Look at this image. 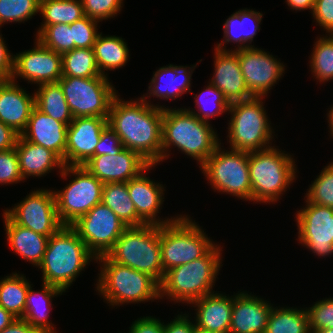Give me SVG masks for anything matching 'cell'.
Segmentation results:
<instances>
[{
	"mask_svg": "<svg viewBox=\"0 0 333 333\" xmlns=\"http://www.w3.org/2000/svg\"><path fill=\"white\" fill-rule=\"evenodd\" d=\"M118 94L112 101L108 125L124 148L135 151L150 165L162 162V118L164 105L142 98L124 101Z\"/></svg>",
	"mask_w": 333,
	"mask_h": 333,
	"instance_id": "obj_1",
	"label": "cell"
},
{
	"mask_svg": "<svg viewBox=\"0 0 333 333\" xmlns=\"http://www.w3.org/2000/svg\"><path fill=\"white\" fill-rule=\"evenodd\" d=\"M219 140L210 123L200 120L185 108H164L162 162L169 158V149L174 146L181 153L195 159L200 168L221 144Z\"/></svg>",
	"mask_w": 333,
	"mask_h": 333,
	"instance_id": "obj_2",
	"label": "cell"
},
{
	"mask_svg": "<svg viewBox=\"0 0 333 333\" xmlns=\"http://www.w3.org/2000/svg\"><path fill=\"white\" fill-rule=\"evenodd\" d=\"M96 259L77 232L70 225H63L49 237L43 261L38 267L43 273L42 283L59 287L65 293L86 265Z\"/></svg>",
	"mask_w": 333,
	"mask_h": 333,
	"instance_id": "obj_3",
	"label": "cell"
},
{
	"mask_svg": "<svg viewBox=\"0 0 333 333\" xmlns=\"http://www.w3.org/2000/svg\"><path fill=\"white\" fill-rule=\"evenodd\" d=\"M222 251L216 243L203 257L168 270L160 283V299L165 296L175 303L190 304L214 293Z\"/></svg>",
	"mask_w": 333,
	"mask_h": 333,
	"instance_id": "obj_4",
	"label": "cell"
},
{
	"mask_svg": "<svg viewBox=\"0 0 333 333\" xmlns=\"http://www.w3.org/2000/svg\"><path fill=\"white\" fill-rule=\"evenodd\" d=\"M97 262L100 273L95 289L107 304L114 307L160 299V283L149 274L120 265L107 255L97 257Z\"/></svg>",
	"mask_w": 333,
	"mask_h": 333,
	"instance_id": "obj_5",
	"label": "cell"
},
{
	"mask_svg": "<svg viewBox=\"0 0 333 333\" xmlns=\"http://www.w3.org/2000/svg\"><path fill=\"white\" fill-rule=\"evenodd\" d=\"M284 152L275 145L265 150L249 152L253 203L277 202L296 180L295 159Z\"/></svg>",
	"mask_w": 333,
	"mask_h": 333,
	"instance_id": "obj_6",
	"label": "cell"
},
{
	"mask_svg": "<svg viewBox=\"0 0 333 333\" xmlns=\"http://www.w3.org/2000/svg\"><path fill=\"white\" fill-rule=\"evenodd\" d=\"M114 262L145 272L159 283L165 276L160 246V225L127 227L107 253Z\"/></svg>",
	"mask_w": 333,
	"mask_h": 333,
	"instance_id": "obj_7",
	"label": "cell"
},
{
	"mask_svg": "<svg viewBox=\"0 0 333 333\" xmlns=\"http://www.w3.org/2000/svg\"><path fill=\"white\" fill-rule=\"evenodd\" d=\"M264 97H253L244 101L230 103L228 113L231 118L228 125L230 150L261 151L272 146L271 127L263 102Z\"/></svg>",
	"mask_w": 333,
	"mask_h": 333,
	"instance_id": "obj_8",
	"label": "cell"
},
{
	"mask_svg": "<svg viewBox=\"0 0 333 333\" xmlns=\"http://www.w3.org/2000/svg\"><path fill=\"white\" fill-rule=\"evenodd\" d=\"M215 242L188 215H178L160 225V246L164 274L179 265L203 257Z\"/></svg>",
	"mask_w": 333,
	"mask_h": 333,
	"instance_id": "obj_9",
	"label": "cell"
},
{
	"mask_svg": "<svg viewBox=\"0 0 333 333\" xmlns=\"http://www.w3.org/2000/svg\"><path fill=\"white\" fill-rule=\"evenodd\" d=\"M219 145L200 167L213 190L252 202L249 152L222 150Z\"/></svg>",
	"mask_w": 333,
	"mask_h": 333,
	"instance_id": "obj_10",
	"label": "cell"
},
{
	"mask_svg": "<svg viewBox=\"0 0 333 333\" xmlns=\"http://www.w3.org/2000/svg\"><path fill=\"white\" fill-rule=\"evenodd\" d=\"M72 174L63 189L55 191L57 214L63 225L73 224L79 217L102 202L103 183L83 166H66L60 172L62 178Z\"/></svg>",
	"mask_w": 333,
	"mask_h": 333,
	"instance_id": "obj_11",
	"label": "cell"
},
{
	"mask_svg": "<svg viewBox=\"0 0 333 333\" xmlns=\"http://www.w3.org/2000/svg\"><path fill=\"white\" fill-rule=\"evenodd\" d=\"M58 83L73 118L99 117L108 119L112 101L118 95V91L108 77L62 76Z\"/></svg>",
	"mask_w": 333,
	"mask_h": 333,
	"instance_id": "obj_12",
	"label": "cell"
},
{
	"mask_svg": "<svg viewBox=\"0 0 333 333\" xmlns=\"http://www.w3.org/2000/svg\"><path fill=\"white\" fill-rule=\"evenodd\" d=\"M86 247L96 256L107 255L127 228L102 202L70 225Z\"/></svg>",
	"mask_w": 333,
	"mask_h": 333,
	"instance_id": "obj_13",
	"label": "cell"
},
{
	"mask_svg": "<svg viewBox=\"0 0 333 333\" xmlns=\"http://www.w3.org/2000/svg\"><path fill=\"white\" fill-rule=\"evenodd\" d=\"M3 211L15 224L44 236L51 237L63 226L58 218L54 192L50 189H36L13 208Z\"/></svg>",
	"mask_w": 333,
	"mask_h": 333,
	"instance_id": "obj_14",
	"label": "cell"
},
{
	"mask_svg": "<svg viewBox=\"0 0 333 333\" xmlns=\"http://www.w3.org/2000/svg\"><path fill=\"white\" fill-rule=\"evenodd\" d=\"M306 206L297 211L299 244L319 257L333 254V208L305 200Z\"/></svg>",
	"mask_w": 333,
	"mask_h": 333,
	"instance_id": "obj_15",
	"label": "cell"
},
{
	"mask_svg": "<svg viewBox=\"0 0 333 333\" xmlns=\"http://www.w3.org/2000/svg\"><path fill=\"white\" fill-rule=\"evenodd\" d=\"M238 59L246 87L253 97L268 95L285 72L280 59L257 47L239 49Z\"/></svg>",
	"mask_w": 333,
	"mask_h": 333,
	"instance_id": "obj_16",
	"label": "cell"
},
{
	"mask_svg": "<svg viewBox=\"0 0 333 333\" xmlns=\"http://www.w3.org/2000/svg\"><path fill=\"white\" fill-rule=\"evenodd\" d=\"M35 41L32 49L14 54L11 79L22 78L37 86L58 82L62 77V54L45 47L37 38Z\"/></svg>",
	"mask_w": 333,
	"mask_h": 333,
	"instance_id": "obj_17",
	"label": "cell"
},
{
	"mask_svg": "<svg viewBox=\"0 0 333 333\" xmlns=\"http://www.w3.org/2000/svg\"><path fill=\"white\" fill-rule=\"evenodd\" d=\"M107 118L77 117L68 125L64 165L83 166L95 156V149Z\"/></svg>",
	"mask_w": 333,
	"mask_h": 333,
	"instance_id": "obj_18",
	"label": "cell"
},
{
	"mask_svg": "<svg viewBox=\"0 0 333 333\" xmlns=\"http://www.w3.org/2000/svg\"><path fill=\"white\" fill-rule=\"evenodd\" d=\"M150 164L135 151L123 148L117 155L91 157L84 165L103 184L128 182Z\"/></svg>",
	"mask_w": 333,
	"mask_h": 333,
	"instance_id": "obj_19",
	"label": "cell"
},
{
	"mask_svg": "<svg viewBox=\"0 0 333 333\" xmlns=\"http://www.w3.org/2000/svg\"><path fill=\"white\" fill-rule=\"evenodd\" d=\"M152 167L155 165H149L137 177L130 179L127 182V190L135 205L137 215L146 224L164 225L172 222L177 216L166 219L159 218L157 213L162 208L165 189L162 184L155 183L154 180L146 176L147 171L152 170Z\"/></svg>",
	"mask_w": 333,
	"mask_h": 333,
	"instance_id": "obj_20",
	"label": "cell"
},
{
	"mask_svg": "<svg viewBox=\"0 0 333 333\" xmlns=\"http://www.w3.org/2000/svg\"><path fill=\"white\" fill-rule=\"evenodd\" d=\"M273 305L251 293L238 291L233 298L228 333H265Z\"/></svg>",
	"mask_w": 333,
	"mask_h": 333,
	"instance_id": "obj_21",
	"label": "cell"
},
{
	"mask_svg": "<svg viewBox=\"0 0 333 333\" xmlns=\"http://www.w3.org/2000/svg\"><path fill=\"white\" fill-rule=\"evenodd\" d=\"M214 72L210 83L221 91L229 103L253 98L240 69L238 50L222 51L215 48Z\"/></svg>",
	"mask_w": 333,
	"mask_h": 333,
	"instance_id": "obj_22",
	"label": "cell"
},
{
	"mask_svg": "<svg viewBox=\"0 0 333 333\" xmlns=\"http://www.w3.org/2000/svg\"><path fill=\"white\" fill-rule=\"evenodd\" d=\"M24 89L17 80L0 79V121L19 135L25 130L35 107L34 93Z\"/></svg>",
	"mask_w": 333,
	"mask_h": 333,
	"instance_id": "obj_23",
	"label": "cell"
},
{
	"mask_svg": "<svg viewBox=\"0 0 333 333\" xmlns=\"http://www.w3.org/2000/svg\"><path fill=\"white\" fill-rule=\"evenodd\" d=\"M67 129L68 126L65 123L51 118L34 107L27 126L20 136L29 142L51 150L64 164Z\"/></svg>",
	"mask_w": 333,
	"mask_h": 333,
	"instance_id": "obj_24",
	"label": "cell"
},
{
	"mask_svg": "<svg viewBox=\"0 0 333 333\" xmlns=\"http://www.w3.org/2000/svg\"><path fill=\"white\" fill-rule=\"evenodd\" d=\"M234 296V294L232 297L214 292L191 302L190 304L196 308V317L194 318L196 328L228 333Z\"/></svg>",
	"mask_w": 333,
	"mask_h": 333,
	"instance_id": "obj_25",
	"label": "cell"
},
{
	"mask_svg": "<svg viewBox=\"0 0 333 333\" xmlns=\"http://www.w3.org/2000/svg\"><path fill=\"white\" fill-rule=\"evenodd\" d=\"M198 63L189 66L168 64L153 72L147 94L141 96L146 101L150 97L163 100L177 99L184 93L191 92V77Z\"/></svg>",
	"mask_w": 333,
	"mask_h": 333,
	"instance_id": "obj_26",
	"label": "cell"
},
{
	"mask_svg": "<svg viewBox=\"0 0 333 333\" xmlns=\"http://www.w3.org/2000/svg\"><path fill=\"white\" fill-rule=\"evenodd\" d=\"M2 216L8 246L23 260L39 267L43 261L49 237L15 224L4 212Z\"/></svg>",
	"mask_w": 333,
	"mask_h": 333,
	"instance_id": "obj_27",
	"label": "cell"
},
{
	"mask_svg": "<svg viewBox=\"0 0 333 333\" xmlns=\"http://www.w3.org/2000/svg\"><path fill=\"white\" fill-rule=\"evenodd\" d=\"M262 17L263 14L261 12L247 8L239 9L231 14L223 24L224 39L217 43L215 48L222 51H230V49L226 48V44L231 42L238 44L235 47V51L255 47L251 44L257 31H260Z\"/></svg>",
	"mask_w": 333,
	"mask_h": 333,
	"instance_id": "obj_28",
	"label": "cell"
},
{
	"mask_svg": "<svg viewBox=\"0 0 333 333\" xmlns=\"http://www.w3.org/2000/svg\"><path fill=\"white\" fill-rule=\"evenodd\" d=\"M15 150L18 156L20 172L25 180L29 176L43 177L51 173L52 169L64 167L62 160L51 150L41 145L34 144L23 139L20 135L17 139Z\"/></svg>",
	"mask_w": 333,
	"mask_h": 333,
	"instance_id": "obj_29",
	"label": "cell"
},
{
	"mask_svg": "<svg viewBox=\"0 0 333 333\" xmlns=\"http://www.w3.org/2000/svg\"><path fill=\"white\" fill-rule=\"evenodd\" d=\"M41 291H35L29 286L23 318L40 333H58L54 324L49 321V311L52 307V299L64 292L59 287L42 283ZM48 309V310H47Z\"/></svg>",
	"mask_w": 333,
	"mask_h": 333,
	"instance_id": "obj_30",
	"label": "cell"
},
{
	"mask_svg": "<svg viewBox=\"0 0 333 333\" xmlns=\"http://www.w3.org/2000/svg\"><path fill=\"white\" fill-rule=\"evenodd\" d=\"M95 60L101 75L108 77L105 70L114 71L122 68L129 60V49L127 42L118 36H102L98 34L93 45Z\"/></svg>",
	"mask_w": 333,
	"mask_h": 333,
	"instance_id": "obj_31",
	"label": "cell"
},
{
	"mask_svg": "<svg viewBox=\"0 0 333 333\" xmlns=\"http://www.w3.org/2000/svg\"><path fill=\"white\" fill-rule=\"evenodd\" d=\"M102 203L108 206L127 227L146 224L137 215L135 205L129 197L127 182L104 184Z\"/></svg>",
	"mask_w": 333,
	"mask_h": 333,
	"instance_id": "obj_32",
	"label": "cell"
},
{
	"mask_svg": "<svg viewBox=\"0 0 333 333\" xmlns=\"http://www.w3.org/2000/svg\"><path fill=\"white\" fill-rule=\"evenodd\" d=\"M34 96L37 109L67 126L72 122L73 116L58 82L39 85Z\"/></svg>",
	"mask_w": 333,
	"mask_h": 333,
	"instance_id": "obj_33",
	"label": "cell"
},
{
	"mask_svg": "<svg viewBox=\"0 0 333 333\" xmlns=\"http://www.w3.org/2000/svg\"><path fill=\"white\" fill-rule=\"evenodd\" d=\"M23 274L12 273L0 280V305L16 318H23L31 282Z\"/></svg>",
	"mask_w": 333,
	"mask_h": 333,
	"instance_id": "obj_34",
	"label": "cell"
},
{
	"mask_svg": "<svg viewBox=\"0 0 333 333\" xmlns=\"http://www.w3.org/2000/svg\"><path fill=\"white\" fill-rule=\"evenodd\" d=\"M265 333H310L306 308L273 306Z\"/></svg>",
	"mask_w": 333,
	"mask_h": 333,
	"instance_id": "obj_35",
	"label": "cell"
},
{
	"mask_svg": "<svg viewBox=\"0 0 333 333\" xmlns=\"http://www.w3.org/2000/svg\"><path fill=\"white\" fill-rule=\"evenodd\" d=\"M42 25L72 24L85 16L82 0H40Z\"/></svg>",
	"mask_w": 333,
	"mask_h": 333,
	"instance_id": "obj_36",
	"label": "cell"
},
{
	"mask_svg": "<svg viewBox=\"0 0 333 333\" xmlns=\"http://www.w3.org/2000/svg\"><path fill=\"white\" fill-rule=\"evenodd\" d=\"M62 76L89 78L101 75L93 48H75L62 54Z\"/></svg>",
	"mask_w": 333,
	"mask_h": 333,
	"instance_id": "obj_37",
	"label": "cell"
},
{
	"mask_svg": "<svg viewBox=\"0 0 333 333\" xmlns=\"http://www.w3.org/2000/svg\"><path fill=\"white\" fill-rule=\"evenodd\" d=\"M314 42L310 65L313 77L322 83L333 79V35L325 34Z\"/></svg>",
	"mask_w": 333,
	"mask_h": 333,
	"instance_id": "obj_38",
	"label": "cell"
},
{
	"mask_svg": "<svg viewBox=\"0 0 333 333\" xmlns=\"http://www.w3.org/2000/svg\"><path fill=\"white\" fill-rule=\"evenodd\" d=\"M194 99V105H197L196 108L198 110H191V108L185 109L207 123H209V118H215V116L222 115L229 110L230 103L228 100L224 97L223 93L210 82L205 86L202 92L194 95ZM210 106H212V109H210Z\"/></svg>",
	"mask_w": 333,
	"mask_h": 333,
	"instance_id": "obj_39",
	"label": "cell"
},
{
	"mask_svg": "<svg viewBox=\"0 0 333 333\" xmlns=\"http://www.w3.org/2000/svg\"><path fill=\"white\" fill-rule=\"evenodd\" d=\"M35 36L45 47L59 54L75 49L70 24L41 25Z\"/></svg>",
	"mask_w": 333,
	"mask_h": 333,
	"instance_id": "obj_40",
	"label": "cell"
},
{
	"mask_svg": "<svg viewBox=\"0 0 333 333\" xmlns=\"http://www.w3.org/2000/svg\"><path fill=\"white\" fill-rule=\"evenodd\" d=\"M40 0H0V28L5 23H24L38 14Z\"/></svg>",
	"mask_w": 333,
	"mask_h": 333,
	"instance_id": "obj_41",
	"label": "cell"
},
{
	"mask_svg": "<svg viewBox=\"0 0 333 333\" xmlns=\"http://www.w3.org/2000/svg\"><path fill=\"white\" fill-rule=\"evenodd\" d=\"M308 202L333 208V162H329L307 189Z\"/></svg>",
	"mask_w": 333,
	"mask_h": 333,
	"instance_id": "obj_42",
	"label": "cell"
},
{
	"mask_svg": "<svg viewBox=\"0 0 333 333\" xmlns=\"http://www.w3.org/2000/svg\"><path fill=\"white\" fill-rule=\"evenodd\" d=\"M99 22L85 15L70 24L75 48H93L99 34L97 28Z\"/></svg>",
	"mask_w": 333,
	"mask_h": 333,
	"instance_id": "obj_43",
	"label": "cell"
},
{
	"mask_svg": "<svg viewBox=\"0 0 333 333\" xmlns=\"http://www.w3.org/2000/svg\"><path fill=\"white\" fill-rule=\"evenodd\" d=\"M310 332L333 328V297L316 301L312 307H306Z\"/></svg>",
	"mask_w": 333,
	"mask_h": 333,
	"instance_id": "obj_44",
	"label": "cell"
},
{
	"mask_svg": "<svg viewBox=\"0 0 333 333\" xmlns=\"http://www.w3.org/2000/svg\"><path fill=\"white\" fill-rule=\"evenodd\" d=\"M84 14L98 21L114 18L123 5V0H82Z\"/></svg>",
	"mask_w": 333,
	"mask_h": 333,
	"instance_id": "obj_45",
	"label": "cell"
},
{
	"mask_svg": "<svg viewBox=\"0 0 333 333\" xmlns=\"http://www.w3.org/2000/svg\"><path fill=\"white\" fill-rule=\"evenodd\" d=\"M24 181L15 148L0 151V184H17Z\"/></svg>",
	"mask_w": 333,
	"mask_h": 333,
	"instance_id": "obj_46",
	"label": "cell"
},
{
	"mask_svg": "<svg viewBox=\"0 0 333 333\" xmlns=\"http://www.w3.org/2000/svg\"><path fill=\"white\" fill-rule=\"evenodd\" d=\"M124 148L115 131L107 125L101 133L100 140L95 149V156L117 155Z\"/></svg>",
	"mask_w": 333,
	"mask_h": 333,
	"instance_id": "obj_47",
	"label": "cell"
},
{
	"mask_svg": "<svg viewBox=\"0 0 333 333\" xmlns=\"http://www.w3.org/2000/svg\"><path fill=\"white\" fill-rule=\"evenodd\" d=\"M312 15L320 28L333 35V0H315Z\"/></svg>",
	"mask_w": 333,
	"mask_h": 333,
	"instance_id": "obj_48",
	"label": "cell"
},
{
	"mask_svg": "<svg viewBox=\"0 0 333 333\" xmlns=\"http://www.w3.org/2000/svg\"><path fill=\"white\" fill-rule=\"evenodd\" d=\"M128 333H164V322L152 316H144L135 320Z\"/></svg>",
	"mask_w": 333,
	"mask_h": 333,
	"instance_id": "obj_49",
	"label": "cell"
},
{
	"mask_svg": "<svg viewBox=\"0 0 333 333\" xmlns=\"http://www.w3.org/2000/svg\"><path fill=\"white\" fill-rule=\"evenodd\" d=\"M174 318L170 323L164 324V333H195L196 326L190 320L189 313H181Z\"/></svg>",
	"mask_w": 333,
	"mask_h": 333,
	"instance_id": "obj_50",
	"label": "cell"
},
{
	"mask_svg": "<svg viewBox=\"0 0 333 333\" xmlns=\"http://www.w3.org/2000/svg\"><path fill=\"white\" fill-rule=\"evenodd\" d=\"M0 33V79H11L14 71V55L8 50Z\"/></svg>",
	"mask_w": 333,
	"mask_h": 333,
	"instance_id": "obj_51",
	"label": "cell"
},
{
	"mask_svg": "<svg viewBox=\"0 0 333 333\" xmlns=\"http://www.w3.org/2000/svg\"><path fill=\"white\" fill-rule=\"evenodd\" d=\"M19 134L0 121V151L15 148Z\"/></svg>",
	"mask_w": 333,
	"mask_h": 333,
	"instance_id": "obj_52",
	"label": "cell"
},
{
	"mask_svg": "<svg viewBox=\"0 0 333 333\" xmlns=\"http://www.w3.org/2000/svg\"><path fill=\"white\" fill-rule=\"evenodd\" d=\"M0 333H40L22 318H16L9 326Z\"/></svg>",
	"mask_w": 333,
	"mask_h": 333,
	"instance_id": "obj_53",
	"label": "cell"
},
{
	"mask_svg": "<svg viewBox=\"0 0 333 333\" xmlns=\"http://www.w3.org/2000/svg\"><path fill=\"white\" fill-rule=\"evenodd\" d=\"M286 3L290 10L303 11L308 9L312 13L315 0H286Z\"/></svg>",
	"mask_w": 333,
	"mask_h": 333,
	"instance_id": "obj_54",
	"label": "cell"
},
{
	"mask_svg": "<svg viewBox=\"0 0 333 333\" xmlns=\"http://www.w3.org/2000/svg\"><path fill=\"white\" fill-rule=\"evenodd\" d=\"M15 319V316L0 305V331L9 326Z\"/></svg>",
	"mask_w": 333,
	"mask_h": 333,
	"instance_id": "obj_55",
	"label": "cell"
},
{
	"mask_svg": "<svg viewBox=\"0 0 333 333\" xmlns=\"http://www.w3.org/2000/svg\"><path fill=\"white\" fill-rule=\"evenodd\" d=\"M327 120H328V127H329V132H330V136H332L333 137V106L332 107H330V110L328 111V113H327Z\"/></svg>",
	"mask_w": 333,
	"mask_h": 333,
	"instance_id": "obj_56",
	"label": "cell"
},
{
	"mask_svg": "<svg viewBox=\"0 0 333 333\" xmlns=\"http://www.w3.org/2000/svg\"><path fill=\"white\" fill-rule=\"evenodd\" d=\"M312 333H333V328L315 330Z\"/></svg>",
	"mask_w": 333,
	"mask_h": 333,
	"instance_id": "obj_57",
	"label": "cell"
},
{
	"mask_svg": "<svg viewBox=\"0 0 333 333\" xmlns=\"http://www.w3.org/2000/svg\"><path fill=\"white\" fill-rule=\"evenodd\" d=\"M195 333H218V332H212L205 329L195 328Z\"/></svg>",
	"mask_w": 333,
	"mask_h": 333,
	"instance_id": "obj_58",
	"label": "cell"
}]
</instances>
